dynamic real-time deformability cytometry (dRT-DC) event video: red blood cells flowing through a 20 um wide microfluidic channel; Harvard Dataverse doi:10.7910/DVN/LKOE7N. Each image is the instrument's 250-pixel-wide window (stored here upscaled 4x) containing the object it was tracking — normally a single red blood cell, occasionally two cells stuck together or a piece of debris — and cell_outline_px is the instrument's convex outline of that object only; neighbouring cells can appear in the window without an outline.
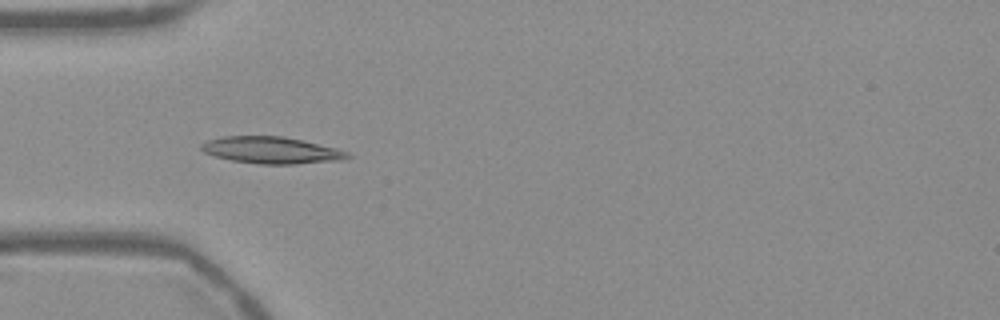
{"species": "Egyptian fruit bat (a non-hibernating species)", "species_latin": "Rousettus aegyptiacus", "temperature_condition": "warm", "stored_images_in_passage": 45, "camera_frame_rate_fps": 3000, "um_per_image_px": 0.085, "frame": {"image": 1, "passage_image": 8, "time_ms": 2.333, "image_size_px": [1000, 320], "cell_outline_px": [[352, 156], [344, 160], [296, 164], [260, 164], [232, 160], [212, 156], [204, 152], [200, 148], [200, 144], [208, 140], [224, 136], [284, 136], [304, 140], [336, 148], [348, 152]], "centroid_in_image_um": [23.08, 12.77], "position_along_channel_um": 61.9, "area_um2": 23.0}}
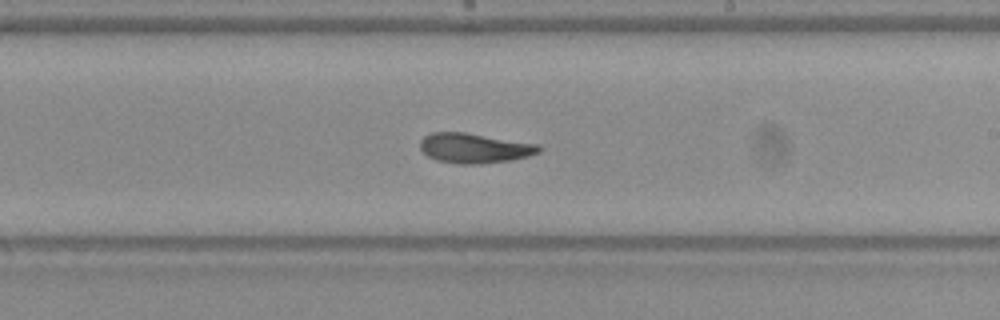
{"frame": {"image": 2, "passage_image": 23, "time_ms": 7.333, "image_size_px": [1000, 320], "cell_outline_px": [[544, 148], [540, 152], [528, 156], [512, 160], [480, 164], [460, 164], [436, 160], [428, 156], [420, 148], [420, 140], [424, 136], [432, 132], [464, 132], [540, 144]], "centroid_in_image_um": [40.36, 12.59], "position_along_channel_um": 248.6, "area_um2": 20.87}}
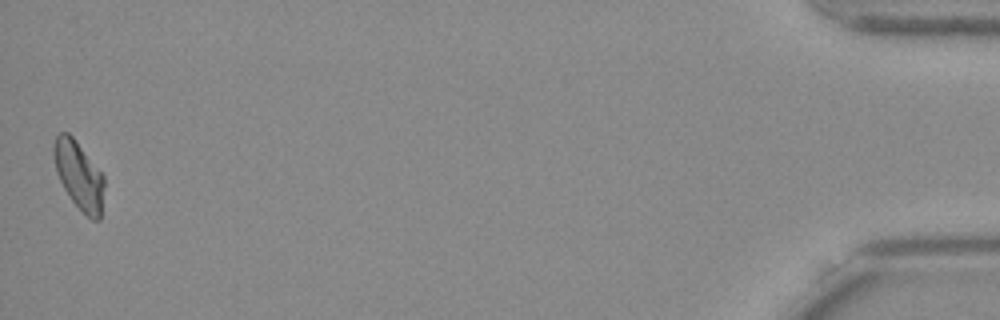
{"frame": {"image": 3, "passage_image": 45, "time_ms": 14.667, "image_size_px": [1000, 320], "cell_outline_px": [[104, 184], [100, 220], [92, 220], [72, 200], [64, 188], [56, 172], [52, 156], [52, 148], [56, 136], [60, 132], [68, 132], [72, 136], [104, 176]], "centroid_in_image_um": [6.68, 14.88], "position_along_channel_um": 428.5, "area_um2": 19.71}, "authors_computed_cell_mechanics": {"area_um2": 20.4034, "velocity_mm_per_s": 3.7532, "shape_relaxation_time_tau1_ms": null, "shape_relaxation_time_tau2_ms": 4.4417, "deformation_change_tau1": null, "deformation_change_tau2": 0.0875}}